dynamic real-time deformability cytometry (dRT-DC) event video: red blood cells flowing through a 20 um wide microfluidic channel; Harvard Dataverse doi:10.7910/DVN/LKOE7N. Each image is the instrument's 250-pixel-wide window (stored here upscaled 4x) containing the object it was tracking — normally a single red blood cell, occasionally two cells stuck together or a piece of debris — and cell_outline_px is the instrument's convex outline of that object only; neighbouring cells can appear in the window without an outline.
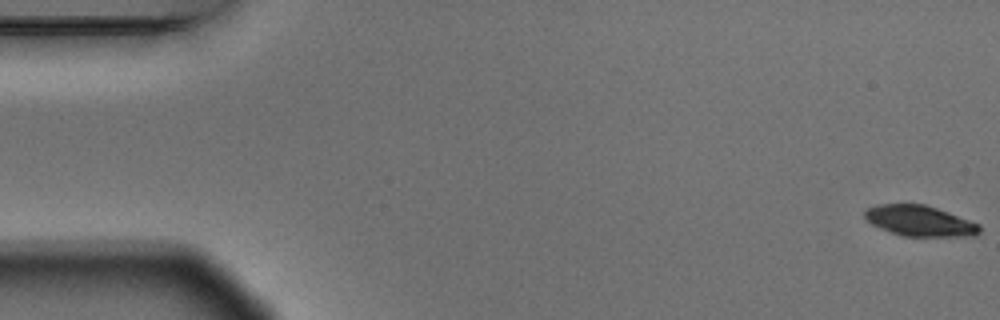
{"species": "Egyptian fruit bat (a non-hibernating species)", "species_latin": "Rousettus aegyptiacus", "temperature_condition": "warm", "stored_images_in_passage": 7, "segment_of_instrument_passage": [1, 2], "camera_frame_rate_fps": 3000, "um_per_image_px": 0.085, "animal": {"sex": "male"}, "frame": {"image": 1, "passage_image": 1, "time_ms": 0.0, "image_size_px": [1000, 320], "cell_outline_px": [[980, 232], [976, 236], [904, 236], [888, 232], [872, 224], [864, 216], [864, 212], [868, 208], [876, 204], [924, 204], [948, 212], [980, 224]], "centroid_in_image_um": [78.18, 18.78], "position_along_channel_um": 6.8, "area_um2": 20.46}}
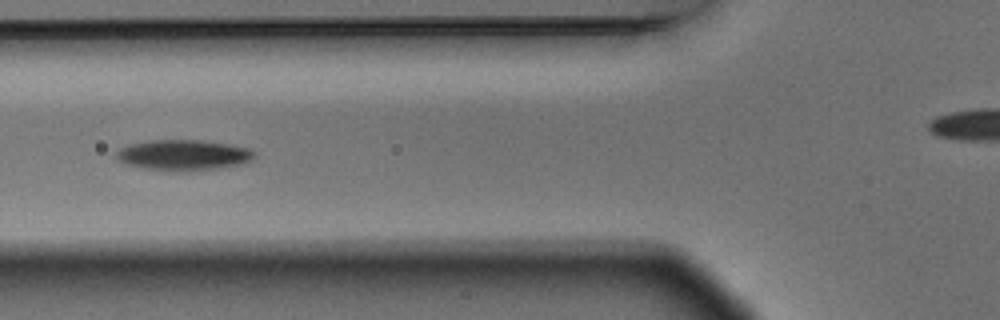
{"frame": {"image": 2, "passage_image": 6, "time_ms": 1.667, "image_size_px": [1000, 320], "cell_outline_px": [[256, 156], [252, 160], [244, 164], [188, 172], [172, 172], [144, 168], [124, 164], [116, 160], [116, 152], [120, 148], [132, 144], [152, 140], [200, 140], [228, 144], [248, 148], [256, 152]], "centroid_in_image_um": [15.6, 13.2], "position_along_channel_um": 110.2, "area_um2": 24.97}}